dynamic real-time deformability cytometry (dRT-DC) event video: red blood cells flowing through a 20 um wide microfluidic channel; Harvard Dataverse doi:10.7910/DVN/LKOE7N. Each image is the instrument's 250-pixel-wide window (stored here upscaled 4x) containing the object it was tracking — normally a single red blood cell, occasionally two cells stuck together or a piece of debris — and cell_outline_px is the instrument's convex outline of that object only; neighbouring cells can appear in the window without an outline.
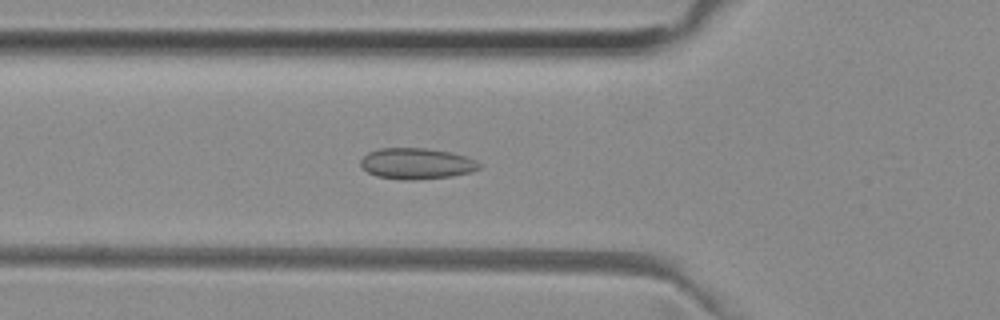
{"species": "common noctule bat (a hibernating species)", "species_latin": "Nyctalus noctula", "temperature_condition": "room temperature", "stored_images_in_passage": 30, "camera_frame_rate_fps": 3000, "um_per_image_px": 0.085, "animal": {"sex": "female", "body_mass_g": 29.2, "forearm_length_mm": 56.3}, "frame": {"image": 1, "passage_image": 17, "time_ms": 5.333, "image_size_px": [1000, 320], "cell_outline_px": [[480, 168], [472, 172], [452, 176], [416, 180], [404, 180], [376, 176], [368, 172], [360, 164], [360, 160], [368, 152], [380, 148], [428, 148], [452, 152], [476, 160], [480, 164]], "centroid_in_image_um": [35.42, 13.9], "position_along_channel_um": 90.4, "area_um2": 21.56}}
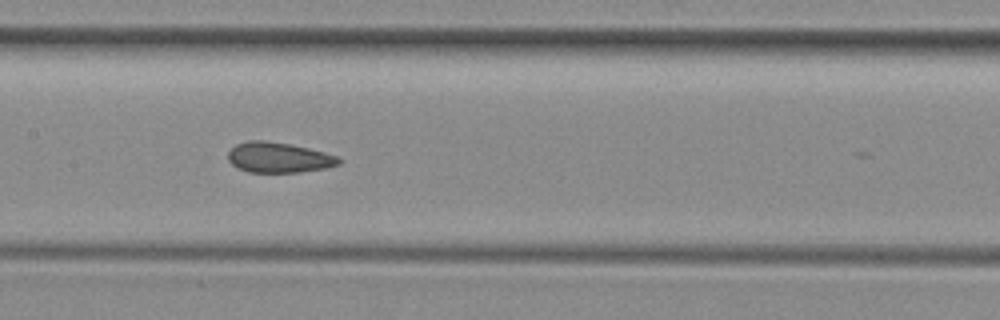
{"frame": {"image": 2, "passage_image": 24, "time_ms": 7.667, "image_size_px": [1000, 320], "cell_outline_px": [[344, 160], [340, 164], [324, 168], [300, 172], [248, 172], [236, 168], [228, 160], [228, 152], [236, 144], [248, 140], [264, 140], [288, 144], [308, 148], [324, 152], [336, 156]], "centroid_in_image_um": [23.67, 13.39], "position_along_channel_um": 183.7, "area_um2": 19.59}}
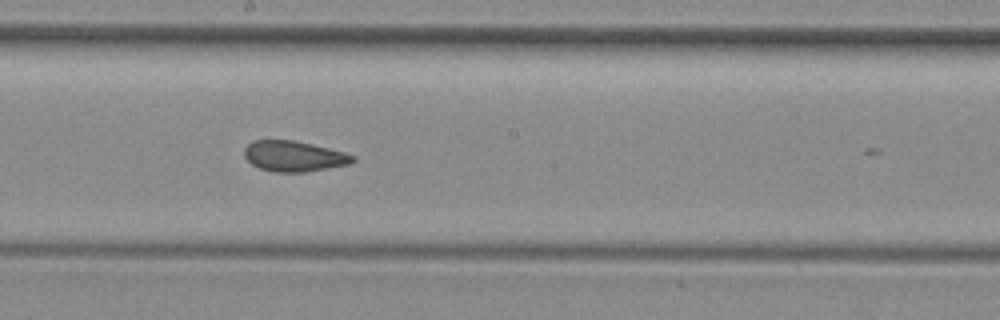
{"frame": {"image": 3, "passage_image": 27, "time_ms": 8.667, "image_size_px": [1000, 320], "cell_outline_px": [[356, 160], [348, 164], [328, 168], [304, 172], [276, 172], [260, 168], [252, 164], [244, 156], [244, 148], [252, 140], [292, 140], [312, 144], [344, 152], [356, 156]], "centroid_in_image_um": [24.98, 13.27], "position_along_channel_um": 223.2, "area_um2": 19.25}}